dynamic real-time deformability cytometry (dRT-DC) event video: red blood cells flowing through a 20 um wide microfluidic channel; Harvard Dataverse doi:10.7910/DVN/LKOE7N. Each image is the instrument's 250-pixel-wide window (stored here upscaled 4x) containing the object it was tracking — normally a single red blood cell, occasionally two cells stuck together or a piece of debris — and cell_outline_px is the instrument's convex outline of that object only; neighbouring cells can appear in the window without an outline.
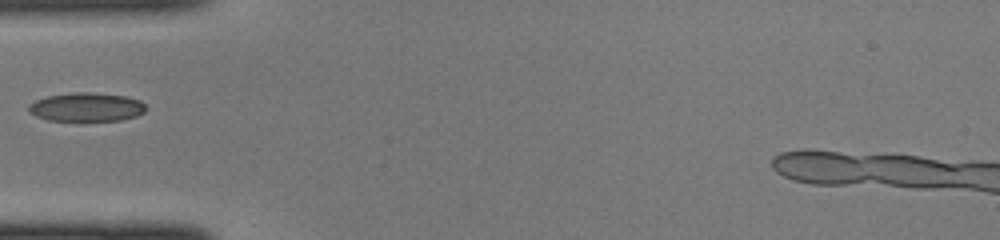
{"species": "common noctule bat (a hibernating species)", "species_latin": "Nyctalus noctula", "temperature_condition": "cold", "stored_images_in_passage": 17, "camera_frame_rate_fps": 3000, "um_per_image_px": 0.085, "animal": {"sex": "female", "body_mass_g": 22.0, "forearm_length_mm": 56.7}, "frame": {"image": 1, "passage_image": 1, "time_ms": 0.0, "image_size_px": [1000, 240], "cell_outline_px": [[144, 112], [136, 116], [120, 120], [48, 120], [36, 116], [28, 112], [28, 104], [36, 100], [48, 96], [72, 92], [88, 92], [124, 96], [140, 100], [144, 104]], "centroid_in_image_um": [7.31, 9.09], "position_along_channel_um": 77.7, "area_um2": 19.42}}
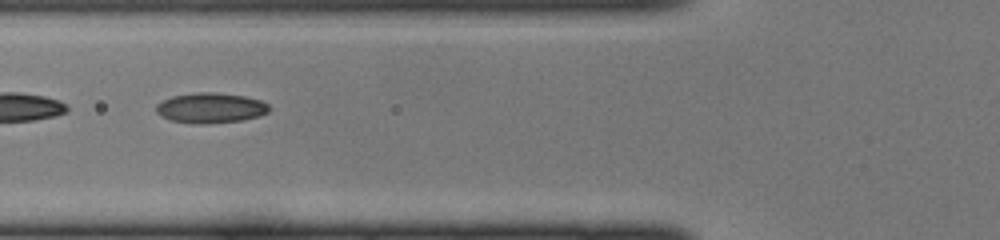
{"frame": {"image": 2, "passage_image": 3, "time_ms": 0.667, "image_size_px": [1000, 240], "cell_outline_px": [[268, 112], [260, 116], [244, 120], [208, 124], [196, 124], [168, 120], [156, 112], [156, 104], [172, 96], [196, 92], [212, 92], [244, 96], [260, 100], [268, 104]], "centroid_in_image_um": [17.89, 9.18], "position_along_channel_um": 107.9, "area_um2": 20.0}}
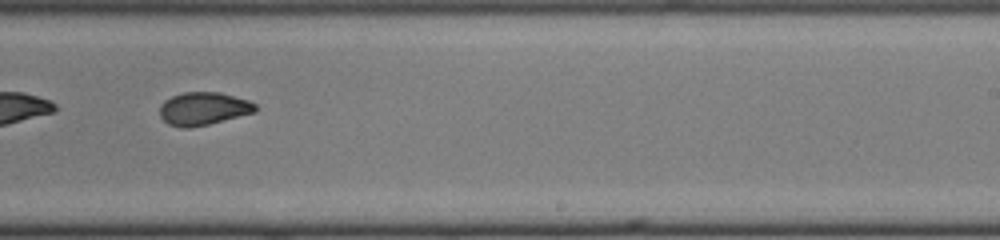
{"frame": {"image": 3, "passage_image": 14, "time_ms": 4.333, "image_size_px": [1000, 240], "cell_outline_px": [[256, 112], [208, 124], [188, 128], [180, 128], [168, 124], [160, 116], [160, 104], [164, 100], [172, 96], [184, 92], [220, 92], [248, 100], [256, 104]], "centroid_in_image_um": [17.27, 9.23], "position_along_channel_um": 271.7, "area_um2": 18.38}}